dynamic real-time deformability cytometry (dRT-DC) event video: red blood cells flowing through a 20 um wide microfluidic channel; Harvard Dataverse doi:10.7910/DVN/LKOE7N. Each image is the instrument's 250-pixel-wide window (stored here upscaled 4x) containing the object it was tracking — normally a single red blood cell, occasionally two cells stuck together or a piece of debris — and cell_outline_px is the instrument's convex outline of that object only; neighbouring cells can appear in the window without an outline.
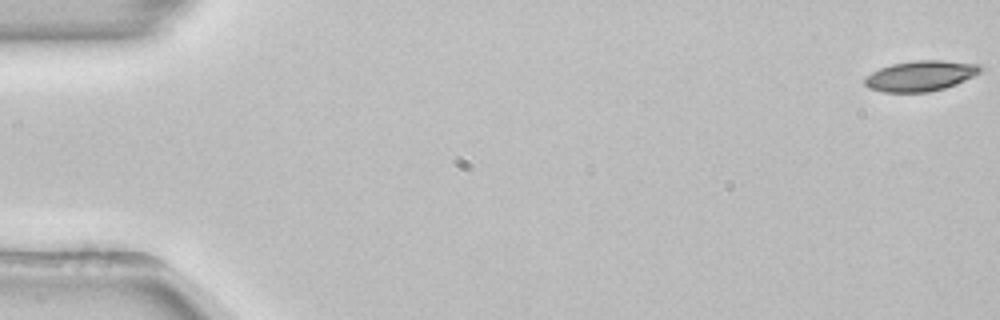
{"species": "common noctule bat (a hibernating species)", "species_latin": "Nyctalus noctula", "temperature_condition": "room temperature", "stored_images_in_passage": 54, "camera_frame_rate_fps": 3000, "um_per_image_px": 0.085, "animal": {"sex": "female", "body_mass_g": 22.7, "forearm_length_mm": 54.2}, "frame": {"image": 1, "passage_image": 1, "time_ms": 0.0, "image_size_px": [1000, 320], "cell_outline_px": [[984, 68], [980, 72], [964, 80], [944, 88], [928, 92], [884, 92], [868, 88], [864, 84], [864, 76], [880, 68], [892, 64], [916, 60], [940, 60], [984, 64]], "centroid_in_image_um": [78.24, 6.44], "position_along_channel_um": 6.8, "area_um2": 20.58}}
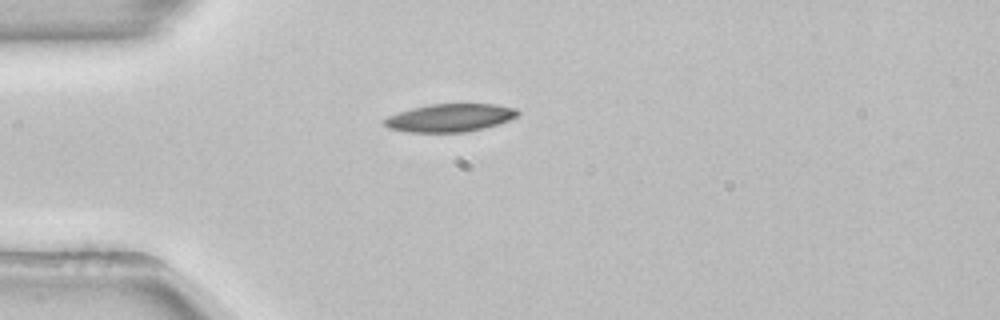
{"frame": {"image": 2, "passage_image": 15, "time_ms": 4.667, "image_size_px": [1000, 320], "cell_outline_px": [[520, 112], [516, 116], [508, 120], [484, 128], [464, 132], [408, 132], [388, 128], [380, 120], [388, 116], [412, 108], [428, 104], [496, 104], [516, 108]], "centroid_in_image_um": [38.21, 10.01], "position_along_channel_um": 46.8, "area_um2": 21.68}}
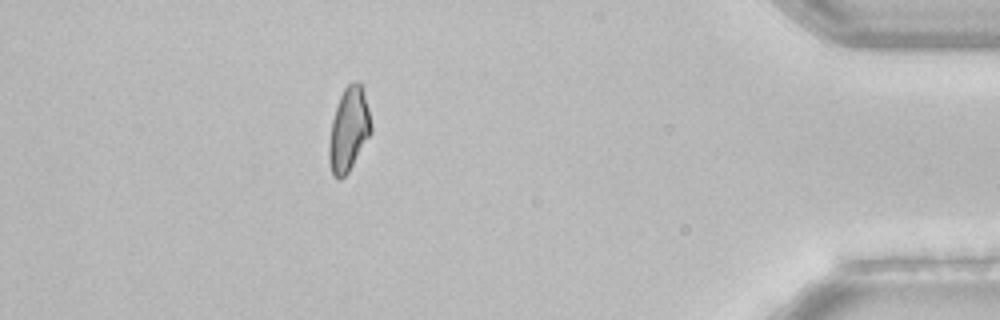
{"frame": {"image": 3, "passage_image": 48, "time_ms": 15.667, "image_size_px": [1000, 320], "cell_outline_px": [[372, 132], [348, 172], [340, 180], [336, 180], [332, 176], [328, 160], [328, 144], [332, 120], [340, 96], [344, 88], [348, 84], [356, 80], [360, 84], [368, 108], [372, 124]], "centroid_in_image_um": [29.62, 11.06], "position_along_channel_um": 405.6, "area_um2": 20.52}, "authors_computed_cell_mechanics": {"area_um2": 20.9525, "velocity_mm_per_s": 3.8743, "shape_relaxation_time_tau1_ms": 3.9879, "shape_relaxation_time_tau2_ms": null, "deformation_change_tau1": 0.1223, "deformation_change_tau2": null}}